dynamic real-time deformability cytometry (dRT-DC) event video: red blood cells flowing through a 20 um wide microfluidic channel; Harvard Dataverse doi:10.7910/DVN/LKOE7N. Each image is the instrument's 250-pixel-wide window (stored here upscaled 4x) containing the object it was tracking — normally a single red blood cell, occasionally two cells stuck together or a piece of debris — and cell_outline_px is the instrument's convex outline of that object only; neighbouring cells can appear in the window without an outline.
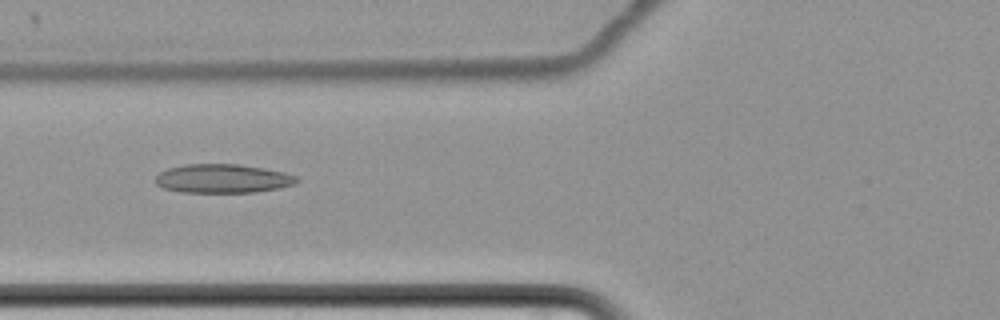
{"species": "common noctule bat (a hibernating species)", "species_latin": "Nyctalus noctula", "temperature_condition": "cold", "stored_images_in_passage": 63, "camera_frame_rate_fps": 3000, "um_per_image_px": 0.085, "animal": {"sex": "female", "body_mass_g": 22.7, "forearm_length_mm": 54.2}, "frame": {"image": 1, "passage_image": 27, "time_ms": 8.667, "image_size_px": [1000, 320], "cell_outline_px": [[300, 180], [296, 184], [280, 188], [256, 192], [180, 192], [164, 188], [156, 184], [156, 176], [160, 172], [168, 168], [184, 164], [240, 164], [264, 168], [284, 172], [296, 176]], "centroid_in_image_um": [18.96, 15.17], "position_along_channel_um": 106.8, "area_um2": 23.87}}
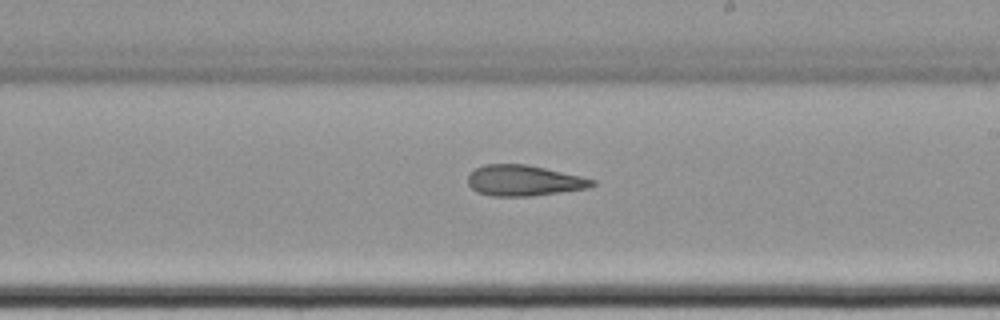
{"frame": {"image": 2, "passage_image": 39, "time_ms": 12.667, "image_size_px": [1000, 320], "cell_outline_px": [[596, 184], [588, 188], [532, 196], [492, 196], [476, 192], [468, 184], [468, 176], [476, 168], [484, 164], [524, 164], [544, 168], [580, 176], [596, 180]], "centroid_in_image_um": [44.52, 15.35], "position_along_channel_um": 244.5, "area_um2": 22.14}}
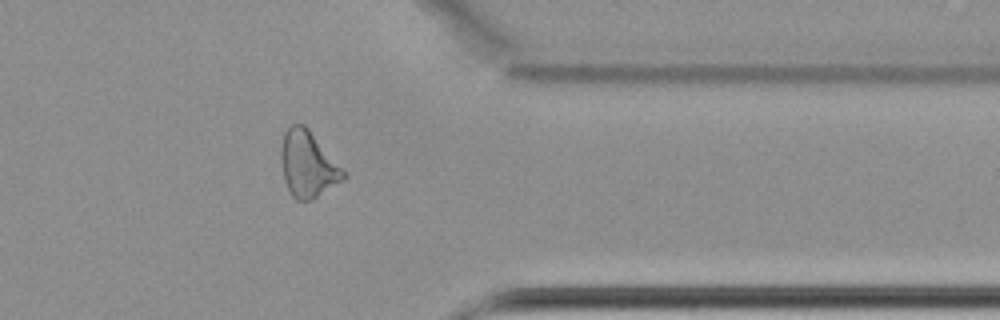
{"frame": {"image": 3, "passage_image": 52, "time_ms": 17.0, "image_size_px": [1000, 320], "cell_outline_px": [[348, 176], [344, 180], [312, 200], [296, 200], [292, 196], [284, 180], [280, 160], [280, 148], [284, 132], [292, 124], [304, 124], [308, 128]], "centroid_in_image_um": [26.14, 13.97], "position_along_channel_um": 385.3, "area_um2": 23.93}, "authors_computed_cell_mechanics": {"area_um2": 25.2586, "velocity_mm_per_s": 3.4356, "shape_relaxation_time_tau1_ms": null, "shape_relaxation_time_tau2_ms": 3.8439, "deformation_change_tau1": null, "deformation_change_tau2": 0.123}}